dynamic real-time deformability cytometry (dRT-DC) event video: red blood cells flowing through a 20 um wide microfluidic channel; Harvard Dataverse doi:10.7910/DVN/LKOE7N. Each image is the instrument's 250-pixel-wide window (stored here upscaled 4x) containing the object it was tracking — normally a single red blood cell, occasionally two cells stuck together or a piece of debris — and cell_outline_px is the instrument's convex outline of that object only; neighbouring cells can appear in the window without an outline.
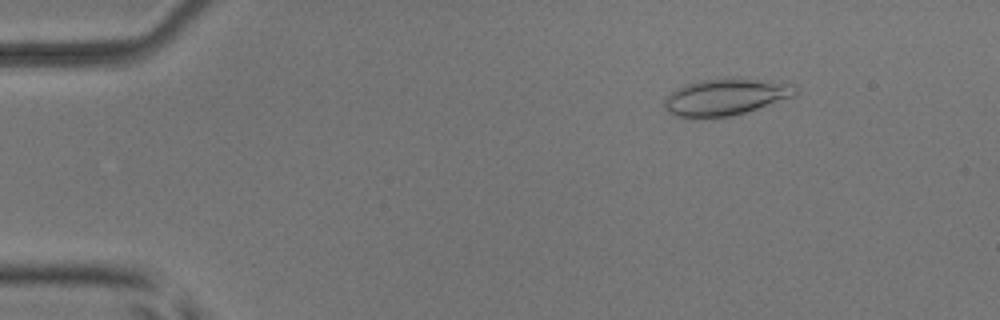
{"species": "common noctule bat (a hibernating species)", "species_latin": "Nyctalus noctula", "temperature_condition": "room temperature", "stored_images_in_passage": 9, "camera_frame_rate_fps": 3000, "um_per_image_px": 0.085, "animal": {"sex": "male", "body_mass_g": 17.9, "forearm_length_mm": 54.2}, "frame": {"image": 1, "passage_image": 3, "time_ms": 0.667, "image_size_px": [1000, 320], "cell_outline_px": [[800, 88], [796, 96], [732, 116], [688, 120], [676, 116], [668, 112], [664, 108], [664, 96], [676, 88], [684, 84], [700, 80], [728, 76], [792, 84]], "centroid_in_image_um": [61.62, 8.25], "position_along_channel_um": 23.4, "area_um2": 29.02}}
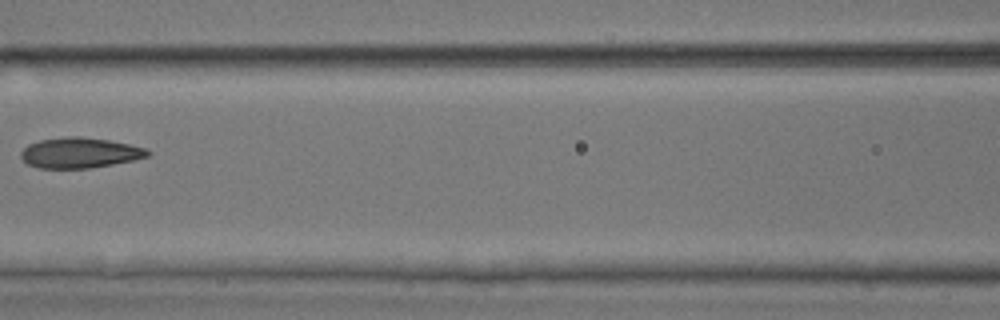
{"frame": {"image": 2, "passage_image": 7, "time_ms": 2.0, "image_size_px": [1000, 320], "cell_outline_px": [[152, 152], [148, 156], [132, 160], [112, 164], [88, 168], [36, 168], [28, 164], [20, 156], [20, 152], [28, 144], [40, 140], [68, 136], [80, 136], [108, 140], [148, 148]], "centroid_in_image_um": [6.77, 12.98], "position_along_channel_um": 159.8, "area_um2": 22.43}}
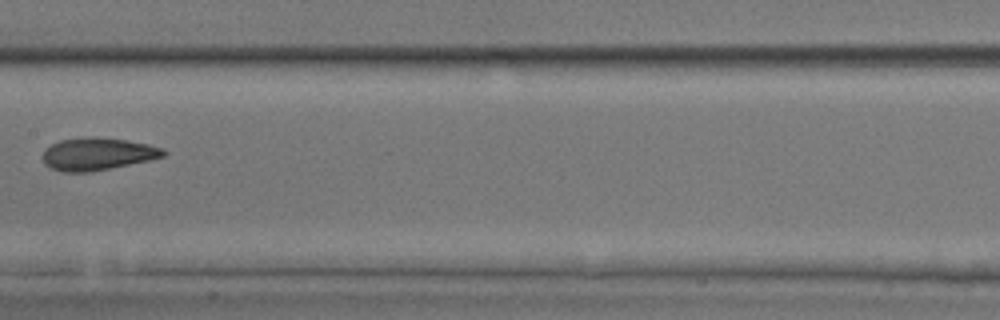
{"frame": {"image": 3, "passage_image": 8, "time_ms": 2.333, "image_size_px": [1000, 320], "cell_outline_px": [[168, 152], [164, 156], [152, 160], [92, 172], [64, 172], [52, 168], [44, 164], [44, 148], [60, 140], [96, 136], [128, 140], [148, 144], [164, 148]], "centroid_in_image_um": [8.34, 13.09], "position_along_channel_um": 199.1, "area_um2": 23.06}}